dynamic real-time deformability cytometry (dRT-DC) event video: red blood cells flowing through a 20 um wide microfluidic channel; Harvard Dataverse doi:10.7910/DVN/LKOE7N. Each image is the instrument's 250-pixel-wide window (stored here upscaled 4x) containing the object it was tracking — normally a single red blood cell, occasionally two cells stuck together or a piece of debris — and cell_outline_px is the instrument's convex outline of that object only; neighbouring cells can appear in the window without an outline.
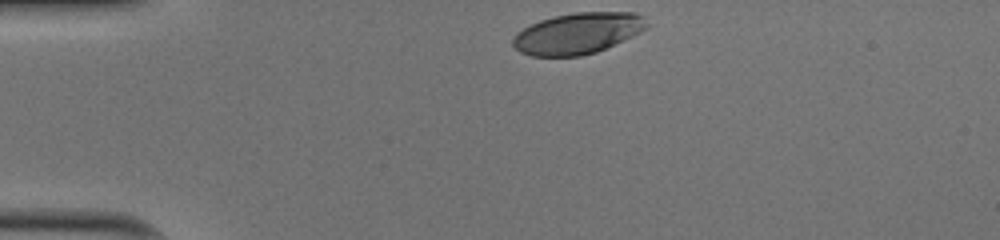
{"species": "human", "species_latin": "Homo sapiens", "temperature_condition": "cold", "stored_images_in_passage": 31, "camera_frame_rate_fps": 3000, "um_per_image_px": 0.085, "donor": {"sex": "male"}, "frame": {"image": 1, "passage_image": 1, "time_ms": 0.0, "image_size_px": [1000, 240], "cell_outline_px": [[648, 28], [624, 40], [596, 52], [580, 56], [532, 56], [520, 52], [512, 44], [512, 36], [516, 32], [540, 20], [552, 16], [576, 12], [636, 12], [644, 16], [648, 24]], "centroid_in_image_um": [49.11, 2.82], "position_along_channel_um": 35.9, "area_um2": 32.25}}
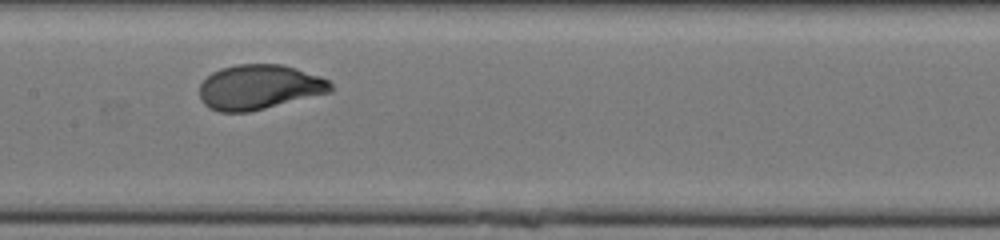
{"frame": {"image": 2, "passage_image": 16, "time_ms": 5.0, "image_size_px": [1000, 240], "cell_outline_px": [[332, 92], [248, 112], [220, 112], [208, 108], [200, 100], [200, 84], [212, 72], [220, 68], [236, 64], [280, 64], [296, 68], [320, 76], [328, 80], [332, 84]], "centroid_in_image_um": [22.02, 7.4], "position_along_channel_um": 185.4, "area_um2": 34.33}}
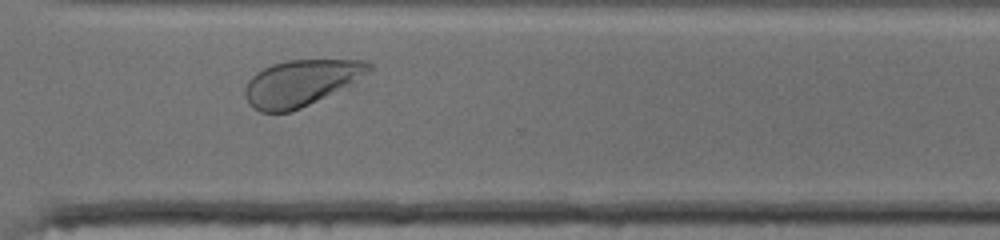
{"frame": {"image": 3, "passage_image": 28, "time_ms": 9.0, "image_size_px": [1000, 240], "cell_outline_px": [[372, 68], [368, 72], [348, 84], [300, 108], [288, 112], [260, 112], [252, 108], [248, 104], [244, 96], [244, 88], [248, 80], [256, 72], [272, 64], [288, 60], [368, 60], [372, 64]], "centroid_in_image_um": [25.49, 7.04], "position_along_channel_um": 345.1, "area_um2": 32.77}, "authors_computed_cell_mechanics": {"area_um2": 34.0442, "velocity_mm_per_s": 3.9875, "shape_relaxation_time_tau1_ms": 2.4078, "shape_relaxation_time_tau2_ms": null, "deformation_change_tau1": 0.1568, "deformation_change_tau2": null}}